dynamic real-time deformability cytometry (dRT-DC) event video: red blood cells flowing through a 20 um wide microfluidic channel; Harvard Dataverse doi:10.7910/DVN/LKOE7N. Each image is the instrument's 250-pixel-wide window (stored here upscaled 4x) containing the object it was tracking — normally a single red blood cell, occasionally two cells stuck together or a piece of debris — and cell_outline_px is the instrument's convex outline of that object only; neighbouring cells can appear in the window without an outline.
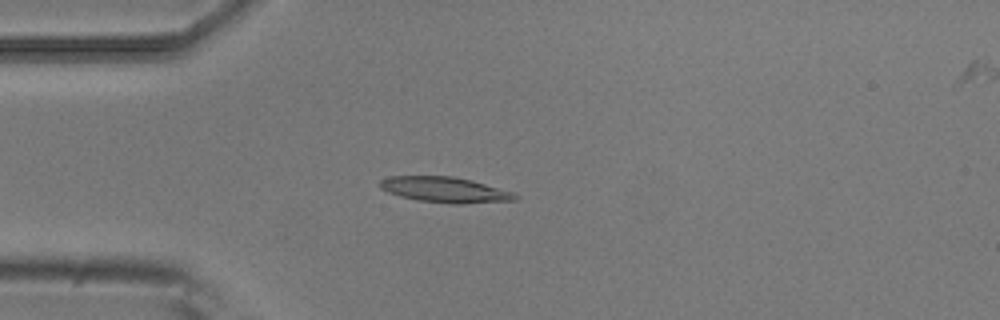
{"species": "common noctule bat (a hibernating species)", "species_latin": "Nyctalus noctula", "temperature_condition": "room temperature", "stored_images_in_passage": 5, "camera_frame_rate_fps": 3000, "um_per_image_px": 0.085, "animal": {"sex": "male", "body_mass_g": 20.5, "forearm_length_mm": 52.5}, "frame": {"image": 1, "passage_image": 4, "time_ms": 1.0, "image_size_px": [1000, 320], "cell_outline_px": [[520, 196], [516, 200], [460, 204], [452, 204], [416, 200], [400, 196], [388, 192], [380, 188], [380, 180], [388, 176], [452, 176], [472, 180], [512, 192]], "centroid_in_image_um": [37.81, 16.13], "position_along_channel_um": 47.2, "area_um2": 20.11}}